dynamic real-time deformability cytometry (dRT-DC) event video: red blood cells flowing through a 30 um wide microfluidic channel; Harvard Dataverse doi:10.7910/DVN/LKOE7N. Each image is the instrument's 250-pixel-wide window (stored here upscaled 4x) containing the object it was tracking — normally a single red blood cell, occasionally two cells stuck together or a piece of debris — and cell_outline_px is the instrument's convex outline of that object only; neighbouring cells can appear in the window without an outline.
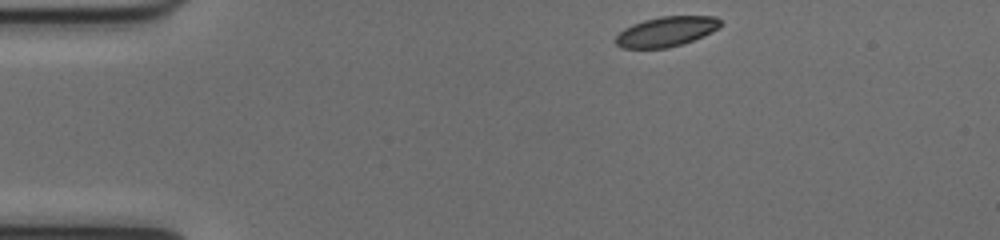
{"species": "common noctule bat (a hibernating species)", "species_latin": "Nyctalus noctula", "temperature_condition": "cold", "stored_images_in_passage": 44, "camera_frame_rate_fps": 3000, "um_per_image_px": 0.085, "animal": {"sex": "female", "body_mass_g": 17.0, "forearm_length_mm": 48.0}, "frame": {"image": 1, "passage_image": 1, "time_ms": 0.0, "image_size_px": [1000, 240], "cell_outline_px": [[724, 24], [720, 28], [704, 36], [684, 44], [668, 48], [620, 48], [616, 44], [616, 36], [624, 28], [632, 24], [644, 20], [660, 16], [716, 16]], "centroid_in_image_um": [56.68, 2.68], "position_along_channel_um": 28.3, "area_um2": 18.55}}
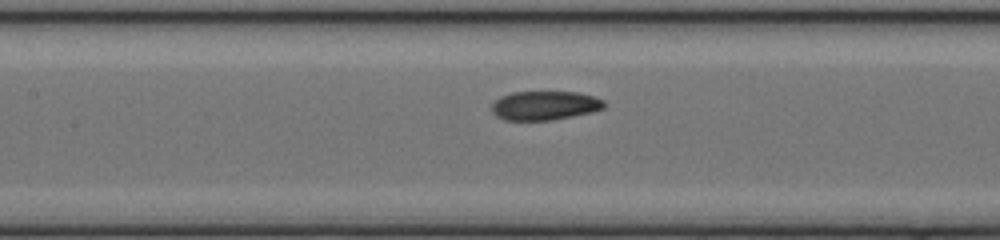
{"frame": {"image": 2, "passage_image": 16, "time_ms": 5.0, "image_size_px": [1000, 240], "cell_outline_px": [[608, 104], [604, 108], [592, 112], [552, 120], [504, 120], [496, 116], [492, 112], [492, 104], [500, 96], [512, 92], [576, 92], [592, 96], [604, 100]], "centroid_in_image_um": [46.31, 8.97], "position_along_channel_um": 161.1, "area_um2": 19.07}}
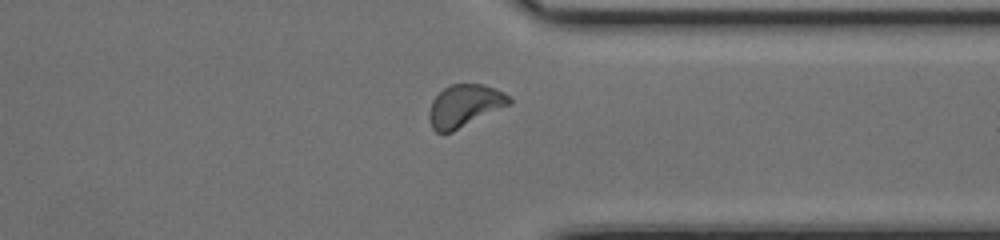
{"frame": {"image": 3, "passage_image": 32, "time_ms": 10.333, "image_size_px": [1000, 240], "cell_outline_px": [[512, 104], [452, 132], [436, 132], [432, 128], [428, 120], [428, 112], [432, 100], [444, 88], [452, 84], [484, 84], [504, 92], [512, 96]], "centroid_in_image_um": [39.51, 8.99], "position_along_channel_um": 371.9, "area_um2": 20.0}, "authors_computed_cell_mechanics": {"area_um2": 19.3341, "velocity_mm_per_s": 3.9921, "shape_relaxation_time_tau1_ms": 6.899, "shape_relaxation_time_tau2_ms": 2.5187, "deformation_change_tau1": 0.1436, "deformation_change_tau2": 0.0671}}